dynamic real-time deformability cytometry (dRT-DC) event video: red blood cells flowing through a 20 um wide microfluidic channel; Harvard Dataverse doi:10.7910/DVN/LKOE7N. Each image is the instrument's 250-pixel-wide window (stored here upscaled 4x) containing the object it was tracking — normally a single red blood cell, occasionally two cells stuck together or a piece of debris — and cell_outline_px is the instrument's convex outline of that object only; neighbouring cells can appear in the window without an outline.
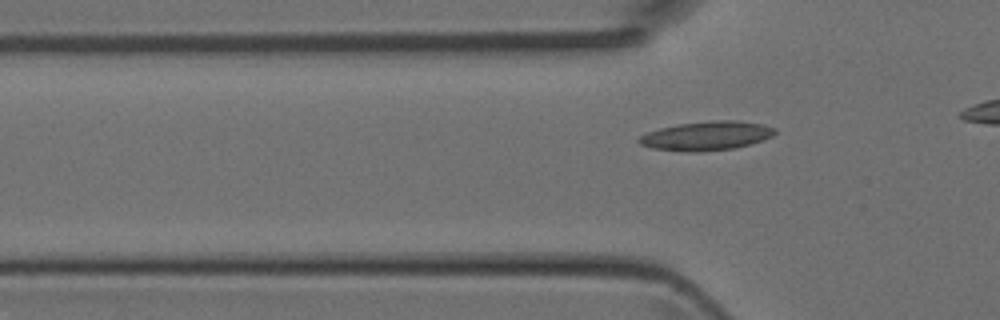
{"species": "Egyptian fruit bat (a non-hibernating species)", "species_latin": "Rousettus aegyptiacus", "temperature_condition": "room temperature", "stored_images_in_passage": 3, "camera_frame_rate_fps": 3000, "um_per_image_px": 0.085, "animal": {"sex": "female"}, "frame": {"image": 1, "passage_image": 3, "time_ms": 0.667, "image_size_px": [1000, 320], "cell_outline_px": [[776, 132], [772, 136], [764, 140], [736, 148], [700, 152], [684, 152], [652, 148], [640, 144], [636, 140], [640, 136], [648, 132], [660, 128], [680, 124], [712, 120], [736, 120], [760, 124], [776, 128]], "centroid_in_image_um": [60.05, 11.55], "position_along_channel_um": 65.7, "area_um2": 23.06}}